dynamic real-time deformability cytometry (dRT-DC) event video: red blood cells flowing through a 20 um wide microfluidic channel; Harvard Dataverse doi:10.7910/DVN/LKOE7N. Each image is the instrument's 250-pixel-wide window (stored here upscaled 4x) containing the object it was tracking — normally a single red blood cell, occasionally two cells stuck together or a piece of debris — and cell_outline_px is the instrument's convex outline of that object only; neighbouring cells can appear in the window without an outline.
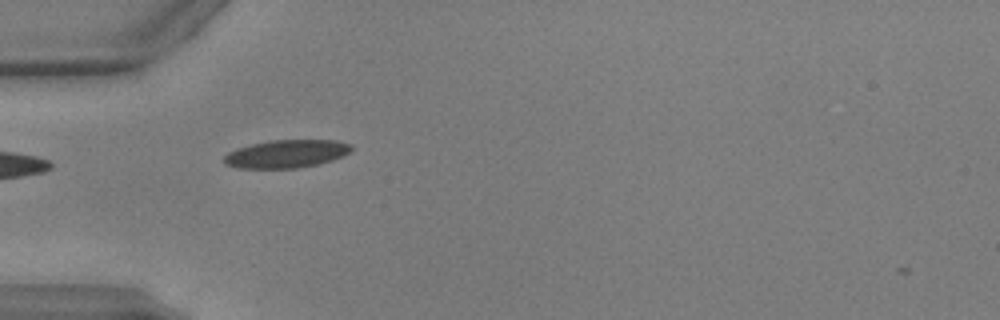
{"species": "common noctule bat (a hibernating species)", "species_latin": "Nyctalus noctula", "temperature_condition": "warm", "stored_images_in_passage": 4, "camera_frame_rate_fps": 3000, "um_per_image_px": 0.085, "animal": {"sex": "male", "body_mass_g": 17.9, "forearm_length_mm": 54.2}, "frame": {"image": 1, "passage_image": 2, "time_ms": 0.333, "image_size_px": [1000, 320], "cell_outline_px": [[352, 152], [344, 156], [320, 164], [296, 168], [236, 168], [224, 164], [224, 156], [228, 152], [252, 144], [272, 140], [336, 140], [352, 144]], "centroid_in_image_um": [24.39, 13.08], "position_along_channel_um": 60.6, "area_um2": 20.87}}